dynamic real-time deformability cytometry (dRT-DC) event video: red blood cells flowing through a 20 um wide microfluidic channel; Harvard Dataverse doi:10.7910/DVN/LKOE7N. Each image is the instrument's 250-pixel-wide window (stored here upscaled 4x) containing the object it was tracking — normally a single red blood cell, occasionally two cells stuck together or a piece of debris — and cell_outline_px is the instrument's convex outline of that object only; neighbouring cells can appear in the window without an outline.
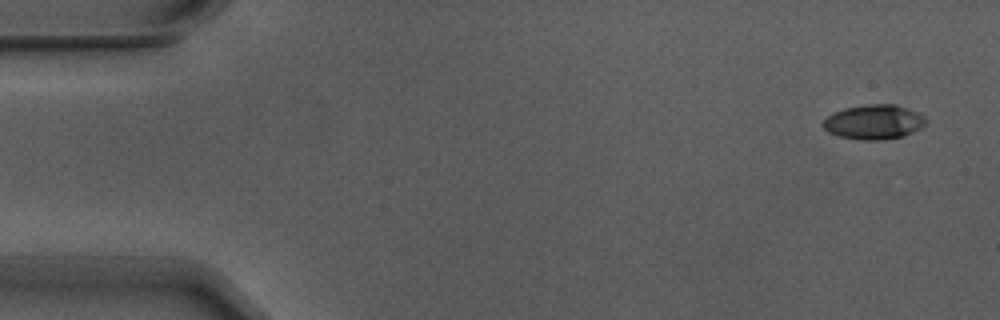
{"species": "Egyptian fruit bat (a non-hibernating species)", "species_latin": "Rousettus aegyptiacus", "temperature_condition": "warm", "stored_images_in_passage": 6, "camera_frame_rate_fps": 3000, "um_per_image_px": 0.085, "animal": {"sex": "male"}, "frame": {"image": 1, "passage_image": 1, "time_ms": 0.0, "image_size_px": [1000, 320], "cell_outline_px": [[924, 124], [920, 128], [912, 132], [900, 136], [884, 140], [860, 140], [840, 136], [828, 132], [820, 124], [832, 112], [844, 108], [868, 104], [896, 104], [916, 112], [924, 116]], "centroid_in_image_um": [74.22, 10.36], "position_along_channel_um": 10.8, "area_um2": 20.58}}
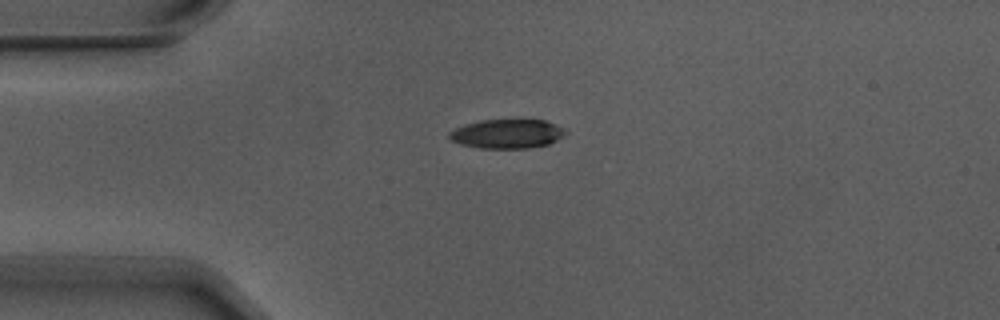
{"frame": {"image": 2, "passage_image": 4, "time_ms": 1.0, "image_size_px": [1000, 320], "cell_outline_px": [[568, 132], [556, 140], [548, 144], [528, 148], [480, 148], [460, 144], [452, 140], [448, 136], [448, 132], [464, 124], [480, 120], [544, 120], [564, 128]], "centroid_in_image_um": [43.08, 11.37], "position_along_channel_um": 41.9, "area_um2": 19.65}}